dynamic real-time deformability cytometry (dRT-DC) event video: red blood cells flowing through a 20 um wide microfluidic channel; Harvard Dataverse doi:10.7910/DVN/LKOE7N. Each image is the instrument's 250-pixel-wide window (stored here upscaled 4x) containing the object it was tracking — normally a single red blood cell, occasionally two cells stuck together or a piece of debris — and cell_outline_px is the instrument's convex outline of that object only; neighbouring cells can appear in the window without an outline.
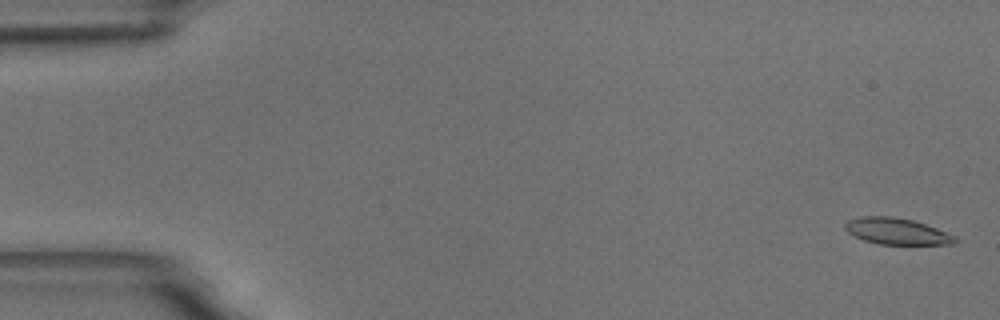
{"species": "common noctule bat (a hibernating species)", "species_latin": "Nyctalus noctula", "temperature_condition": "room temperature", "stored_images_in_passage": 59, "camera_frame_rate_fps": 3000, "um_per_image_px": 0.085, "animal": {"sex": "male", "body_mass_g": 18.8}, "frame": {"image": 1, "passage_image": 2, "time_ms": 0.333, "image_size_px": [1000, 320], "cell_outline_px": [[956, 240], [952, 244], [880, 244], [864, 240], [848, 232], [844, 228], [844, 224], [848, 220], [860, 216], [892, 216], [912, 220], [936, 228], [956, 236]], "centroid_in_image_um": [76.19, 19.65], "position_along_channel_um": 8.8, "area_um2": 16.7}}
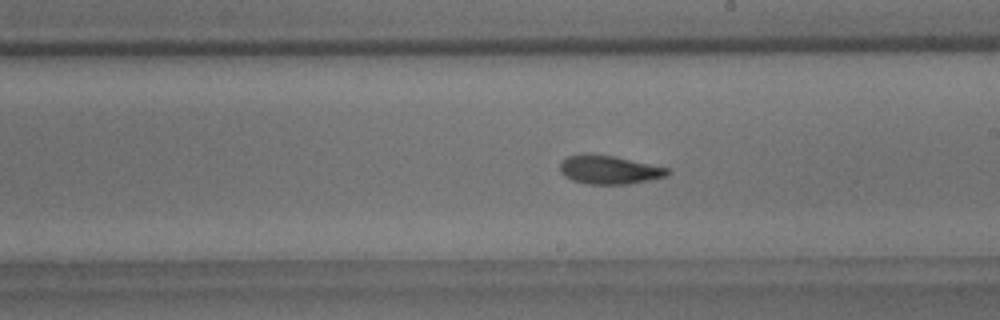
{"frame": {"image": 2, "passage_image": 34, "time_ms": 11.0, "image_size_px": [1000, 320], "cell_outline_px": [[672, 172], [664, 176], [648, 180], [628, 184], [584, 184], [572, 180], [564, 176], [560, 172], [560, 164], [568, 156], [584, 152], [612, 156], [668, 168]], "centroid_in_image_um": [51.72, 14.43], "position_along_channel_um": 237.3, "area_um2": 17.86}}
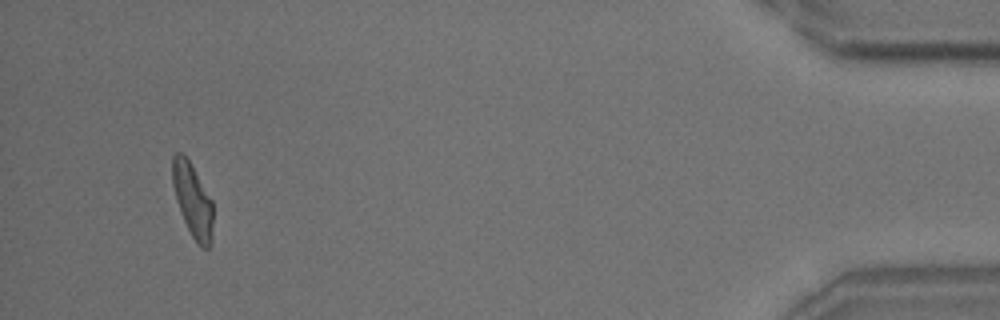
{"frame": {"image": 3, "passage_image": 56, "time_ms": 18.333, "image_size_px": [1000, 320], "cell_outline_px": [[212, 244], [208, 248], [204, 248], [192, 236], [180, 212], [176, 200], [172, 184], [172, 156], [176, 152], [180, 152], [188, 160], [212, 200]], "centroid_in_image_um": [16.36, 17.02], "position_along_channel_um": 418.8, "area_um2": 17.11}, "authors_computed_cell_mechanics": {"area_um2": 17.8602, "velocity_mm_per_s": 3.4811, "shape_relaxation_time_tau1_ms": 6.7687, "shape_relaxation_time_tau2_ms": 4.775, "deformation_change_tau1": 0.1847, "deformation_change_tau2": 0.1131}}